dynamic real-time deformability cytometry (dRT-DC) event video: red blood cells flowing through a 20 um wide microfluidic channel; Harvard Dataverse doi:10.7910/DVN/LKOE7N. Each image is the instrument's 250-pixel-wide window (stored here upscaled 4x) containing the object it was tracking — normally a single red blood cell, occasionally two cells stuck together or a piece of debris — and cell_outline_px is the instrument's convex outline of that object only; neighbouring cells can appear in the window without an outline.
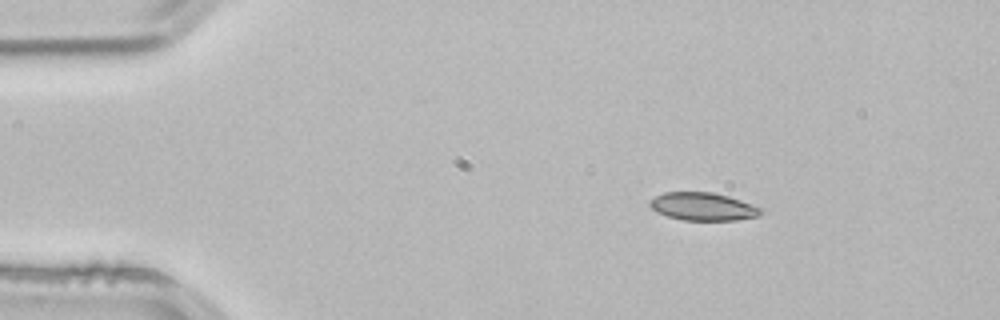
{"species": "common noctule bat (a hibernating species)", "species_latin": "Nyctalus noctula", "temperature_condition": "room temperature", "stored_images_in_passage": 3, "camera_frame_rate_fps": 3000, "um_per_image_px": 0.085, "animal": {"sex": "male", "body_mass_g": 21.5, "forearm_length_mm": 52.0}, "frame": {"image": 1, "passage_image": 2, "time_ms": 0.333, "image_size_px": [1000, 320], "cell_outline_px": [[764, 212], [756, 216], [736, 220], [684, 220], [668, 216], [656, 212], [648, 204], [656, 196], [664, 192], [712, 192], [728, 196], [764, 208]], "centroid_in_image_um": [59.78, 17.55], "position_along_channel_um": 25.2, "area_um2": 17.98}}